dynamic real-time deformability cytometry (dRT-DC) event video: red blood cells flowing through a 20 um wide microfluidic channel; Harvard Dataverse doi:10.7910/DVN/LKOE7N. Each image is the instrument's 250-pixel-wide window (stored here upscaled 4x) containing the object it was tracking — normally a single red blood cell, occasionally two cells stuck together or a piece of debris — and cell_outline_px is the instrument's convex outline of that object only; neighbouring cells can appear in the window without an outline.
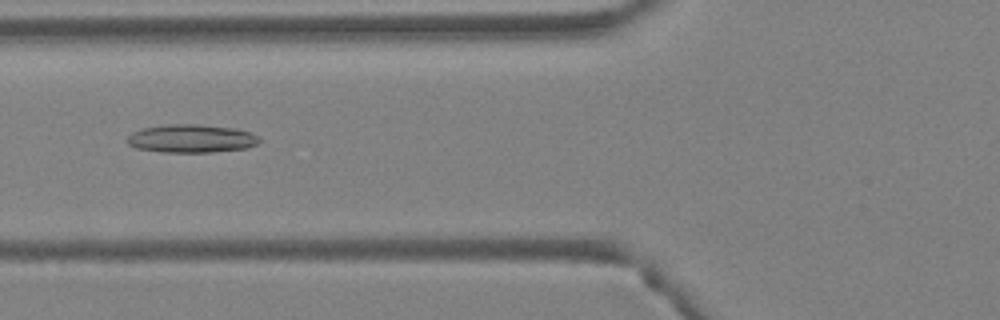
{"species": "Egyptian fruit bat (a non-hibernating species)", "species_latin": "Rousettus aegyptiacus", "temperature_condition": "warm", "stored_images_in_passage": 3, "camera_frame_rate_fps": 3000, "um_per_image_px": 0.085, "animal": {"sex": "female"}, "frame": {"image": 1, "passage_image": 3, "time_ms": 0.667, "image_size_px": [1000, 320], "cell_outline_px": [[260, 140], [256, 144], [248, 148], [212, 152], [160, 152], [136, 148], [128, 144], [124, 140], [132, 132], [144, 128], [168, 124], [196, 124], [236, 128], [260, 136]], "centroid_in_image_um": [16.25, 11.78], "position_along_channel_um": 109.5, "area_um2": 21.85}}